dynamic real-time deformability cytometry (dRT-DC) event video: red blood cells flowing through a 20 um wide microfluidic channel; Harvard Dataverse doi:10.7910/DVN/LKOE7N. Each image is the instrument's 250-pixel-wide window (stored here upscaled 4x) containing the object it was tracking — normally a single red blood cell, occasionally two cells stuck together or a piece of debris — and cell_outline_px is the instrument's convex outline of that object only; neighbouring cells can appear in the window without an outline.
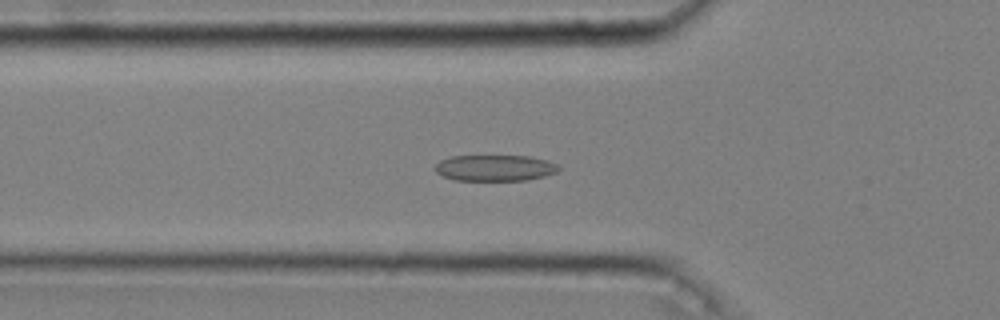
{"species": "common noctule bat (a hibernating species)", "species_latin": "Nyctalus noctula", "temperature_condition": "cold", "stored_images_in_passage": 53, "camera_frame_rate_fps": 3000, "um_per_image_px": 0.085, "animal": {"sex": "male", "body_mass_g": 20.4}, "frame": {"image": 1, "passage_image": 18, "time_ms": 5.667, "image_size_px": [1000, 320], "cell_outline_px": [[560, 168], [556, 172], [544, 176], [528, 180], [456, 180], [444, 176], [436, 172], [436, 164], [440, 160], [452, 156], [532, 156], [548, 160], [556, 164]], "centroid_in_image_um": [42.09, 14.27], "position_along_channel_um": 83.7, "area_um2": 18.73}}
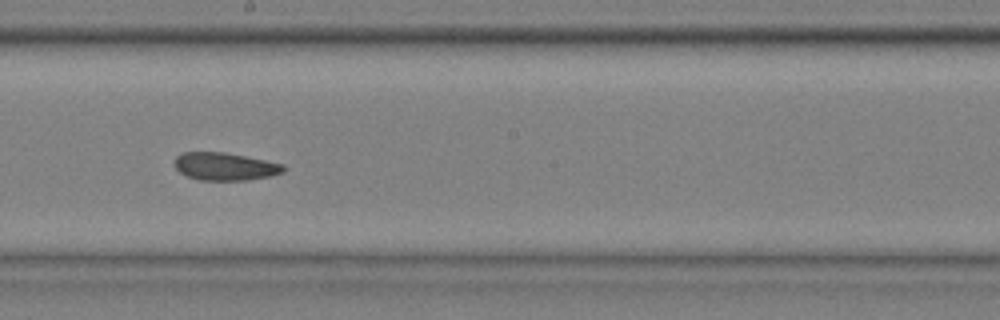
{"frame": {"image": 2, "passage_image": 30, "time_ms": 9.667, "image_size_px": [1000, 320], "cell_outline_px": [[288, 168], [284, 172], [272, 176], [248, 180], [200, 180], [188, 176], [180, 172], [172, 164], [176, 156], [180, 152], [224, 152], [284, 164]], "centroid_in_image_um": [19.13, 14.15], "position_along_channel_um": 229.1, "area_um2": 17.8}}
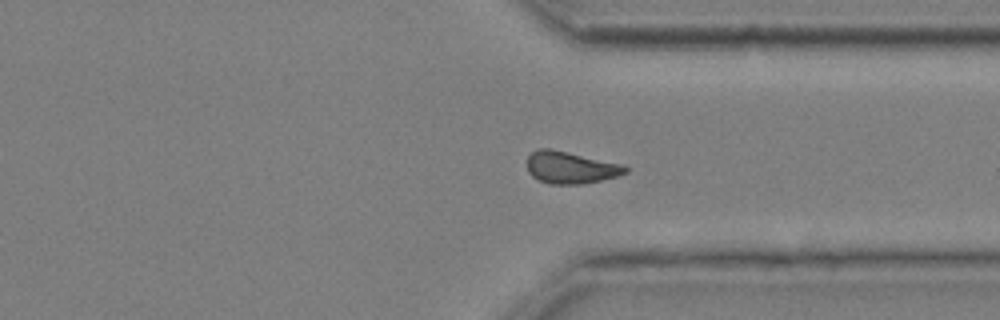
{"frame": {"image": 3, "passage_image": 41, "time_ms": 13.333, "image_size_px": [1000, 320], "cell_outline_px": [[628, 172], [616, 176], [584, 184], [548, 184], [532, 176], [528, 172], [528, 156], [536, 148], [552, 148], [624, 164], [628, 168]], "centroid_in_image_um": [48.5, 14.22], "position_along_channel_um": 362.9, "area_um2": 18.55}, "authors_computed_cell_mechanics": {"area_um2": 18.3804, "velocity_mm_per_s": 3.6337, "shape_relaxation_time_tau1_ms": null, "shape_relaxation_time_tau2_ms": 2.8507, "deformation_change_tau1": null, "deformation_change_tau2": 0.0922}}